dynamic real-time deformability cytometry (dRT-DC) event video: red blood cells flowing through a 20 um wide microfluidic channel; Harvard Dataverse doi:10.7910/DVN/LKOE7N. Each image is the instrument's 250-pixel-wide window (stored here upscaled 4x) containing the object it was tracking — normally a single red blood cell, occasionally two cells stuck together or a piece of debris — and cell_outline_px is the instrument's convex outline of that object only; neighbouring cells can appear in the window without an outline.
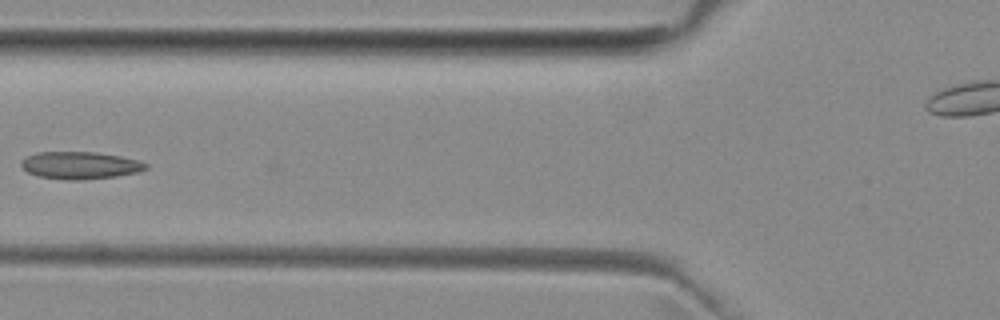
{"species": "common noctule bat (a hibernating species)", "species_latin": "Nyctalus noctula", "temperature_condition": "room temperature", "stored_images_in_passage": 8, "segment_of_instrument_passage": [1, 2], "camera_frame_rate_fps": 3000, "um_per_image_px": 0.085, "animal": {"sex": "female", "body_mass_g": 29.2, "forearm_length_mm": 56.3}, "frame": {"image": 1, "passage_image": 6, "time_ms": 6.0, "image_size_px": [1000, 320], "cell_outline_px": [[148, 168], [140, 172], [116, 176], [84, 180], [64, 180], [36, 176], [28, 172], [20, 164], [20, 160], [36, 152], [92, 152], [120, 156], [136, 160], [148, 164]], "centroid_in_image_um": [6.79, 14.06], "position_along_channel_um": 119.0, "area_um2": 19.94}}
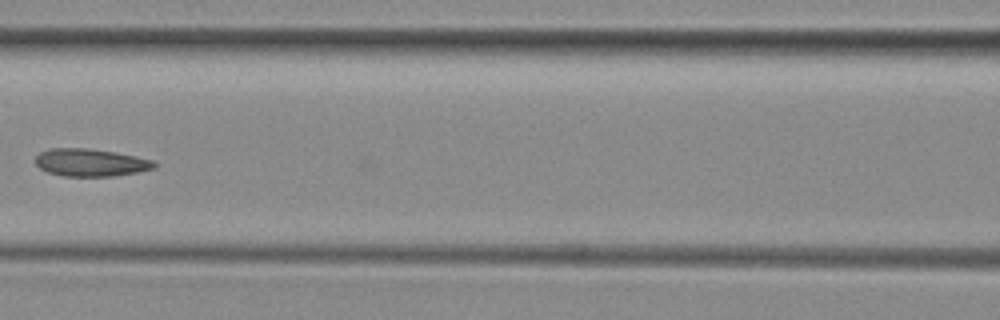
{"frame": {"image": 2, "passage_image": 7, "time_ms": 7.0, "image_size_px": [1000, 320], "cell_outline_px": [[156, 168], [136, 172], [112, 176], [64, 176], [48, 172], [40, 168], [36, 164], [36, 156], [40, 152], [48, 148], [88, 148], [136, 156], [152, 160], [156, 164]], "centroid_in_image_um": [7.68, 13.81], "position_along_channel_um": 158.9, "area_um2": 18.96}}